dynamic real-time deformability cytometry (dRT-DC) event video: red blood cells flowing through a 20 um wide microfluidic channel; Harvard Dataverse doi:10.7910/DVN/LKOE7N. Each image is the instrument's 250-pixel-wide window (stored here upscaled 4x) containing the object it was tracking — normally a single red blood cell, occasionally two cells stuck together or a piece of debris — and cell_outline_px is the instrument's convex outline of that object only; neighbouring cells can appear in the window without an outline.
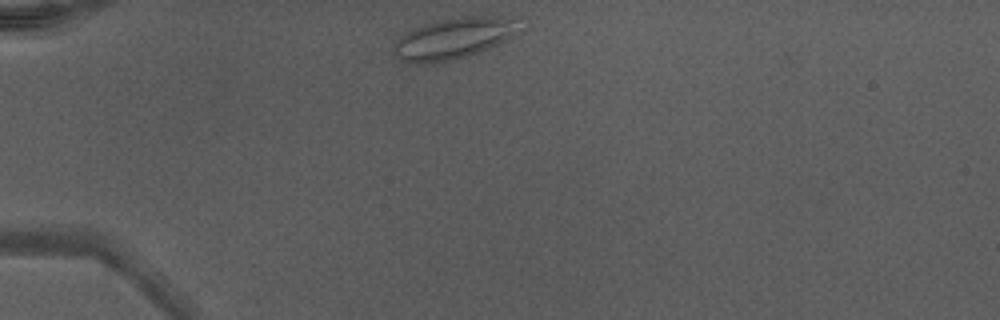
{"species": "Egyptian fruit bat (a non-hibernating species)", "species_latin": "Rousettus aegyptiacus", "temperature_condition": "warm", "stored_images_in_passage": 30, "camera_frame_rate_fps": 3000, "um_per_image_px": 0.085, "animal": {"sex": "male"}, "frame": {"image": 1, "passage_image": 1, "time_ms": 0.0, "image_size_px": [1000, 320], "cell_outline_px": [[520, 16], [508, 36], [504, 40], [488, 48], [452, 60], [416, 64], [400, 60], [396, 56], [392, 48], [396, 40], [400, 36], [416, 28], [428, 24], [444, 20], [464, 16]], "centroid_in_image_um": [38.48, 3.26], "position_along_channel_um": 46.5, "area_um2": 29.02}}
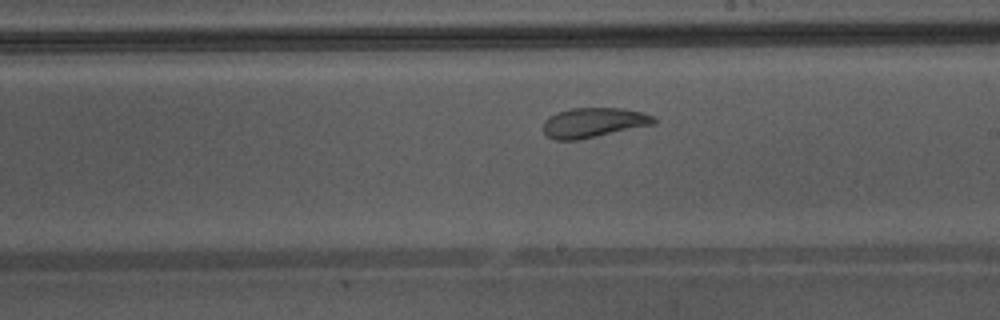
{"frame": {"image": 2, "passage_image": 17, "time_ms": 5.333, "image_size_px": [1000, 320], "cell_outline_px": [[656, 124], [576, 140], [556, 140], [548, 136], [544, 132], [544, 120], [556, 112], [572, 108], [624, 108], [644, 112], [656, 116]], "centroid_in_image_um": [50.5, 10.4], "position_along_channel_um": 238.5, "area_um2": 19.25}, "authors_computed_cell_mechanics": {"area_um2": 20.0566, "velocity_mm_per_s": 4.2904, "shape_relaxation_time_tau1_ms": null, "shape_relaxation_time_tau2_ms": 1.4898, "deformation_change_tau1": null, "deformation_change_tau2": 0.0766}}